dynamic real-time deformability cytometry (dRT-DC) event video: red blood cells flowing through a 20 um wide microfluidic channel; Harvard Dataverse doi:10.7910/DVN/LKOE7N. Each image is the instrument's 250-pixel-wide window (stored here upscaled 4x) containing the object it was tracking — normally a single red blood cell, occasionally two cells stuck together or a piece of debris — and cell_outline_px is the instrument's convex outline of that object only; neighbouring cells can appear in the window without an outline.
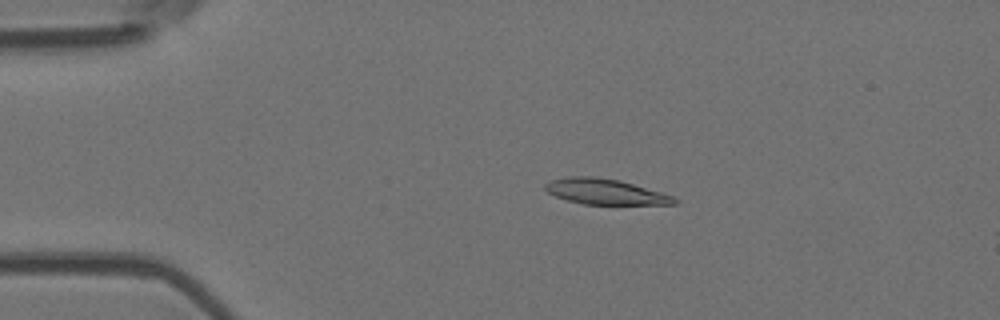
{"species": "Egyptian fruit bat (a non-hibernating species)", "species_latin": "Rousettus aegyptiacus", "temperature_condition": "room temperature", "stored_images_in_passage": 4, "camera_frame_rate_fps": 3000, "um_per_image_px": 0.085, "animal": {"sex": "female"}, "frame": {"image": 1, "passage_image": 3, "time_ms": 0.667, "image_size_px": [1000, 320], "cell_outline_px": [[680, 200], [676, 204], [584, 204], [568, 200], [556, 196], [548, 192], [544, 188], [544, 184], [552, 180], [568, 176], [596, 176], [620, 180], [660, 192], [672, 196]], "centroid_in_image_um": [51.44, 16.28], "position_along_channel_um": 33.6, "area_um2": 19.07}}